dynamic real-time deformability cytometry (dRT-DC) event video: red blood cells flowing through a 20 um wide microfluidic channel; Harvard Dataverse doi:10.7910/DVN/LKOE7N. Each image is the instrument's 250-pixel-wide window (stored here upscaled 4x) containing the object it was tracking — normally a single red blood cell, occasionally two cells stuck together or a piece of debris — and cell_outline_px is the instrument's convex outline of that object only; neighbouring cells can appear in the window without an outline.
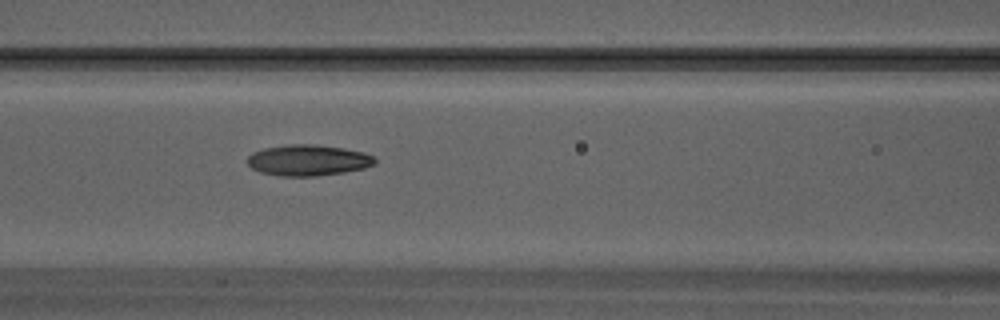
{"species": "Egyptian fruit bat (a non-hibernating species)", "species_latin": "Rousettus aegyptiacus", "temperature_condition": "warm", "stored_images_in_passage": 7, "camera_frame_rate_fps": 3000, "um_per_image_px": 0.085, "animal": {"sex": "male"}, "frame": {"image": 1, "passage_image": 7, "time_ms": 2.0, "image_size_px": [1000, 320], "cell_outline_px": [[376, 160], [372, 164], [364, 168], [344, 172], [316, 176], [280, 176], [260, 172], [252, 168], [248, 164], [248, 156], [252, 152], [264, 148], [292, 144], [316, 144], [344, 148], [364, 152], [372, 156]], "centroid_in_image_um": [26.17, 13.61], "position_along_channel_um": 140.4, "area_um2": 22.95}}